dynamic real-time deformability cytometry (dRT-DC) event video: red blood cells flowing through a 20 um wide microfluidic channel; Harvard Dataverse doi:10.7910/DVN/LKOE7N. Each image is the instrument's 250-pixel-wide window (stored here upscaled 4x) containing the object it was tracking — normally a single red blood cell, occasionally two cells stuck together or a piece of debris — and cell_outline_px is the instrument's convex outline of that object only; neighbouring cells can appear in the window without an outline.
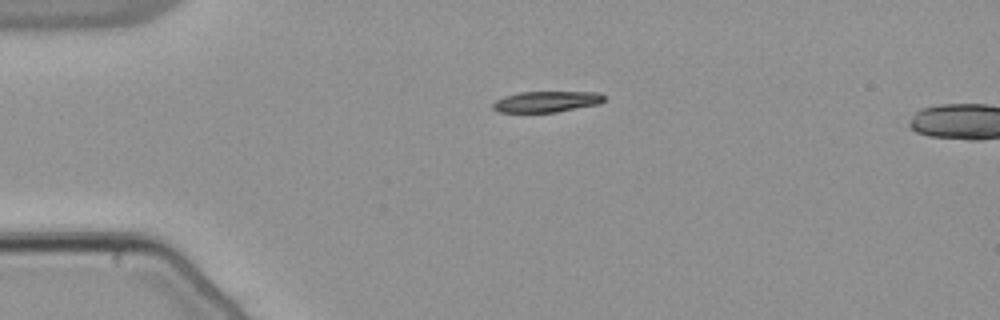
{"species": "common noctule bat (a hibernating species)", "species_latin": "Nyctalus noctula", "temperature_condition": "warm", "stored_images_in_passage": 5, "camera_frame_rate_fps": 3000, "um_per_image_px": 0.085, "animal": {"sex": "male", "body_mass_g": 21.5, "forearm_length_mm": 52.0}, "frame": {"image": 1, "passage_image": 1, "time_ms": 0.0, "image_size_px": [1000, 320], "cell_outline_px": [[604, 100], [600, 104], [556, 112], [500, 112], [492, 108], [492, 104], [496, 100], [504, 96], [520, 92], [600, 92], [604, 96]], "centroid_in_image_um": [46.46, 8.64], "position_along_channel_um": 38.5, "area_um2": 13.58}}